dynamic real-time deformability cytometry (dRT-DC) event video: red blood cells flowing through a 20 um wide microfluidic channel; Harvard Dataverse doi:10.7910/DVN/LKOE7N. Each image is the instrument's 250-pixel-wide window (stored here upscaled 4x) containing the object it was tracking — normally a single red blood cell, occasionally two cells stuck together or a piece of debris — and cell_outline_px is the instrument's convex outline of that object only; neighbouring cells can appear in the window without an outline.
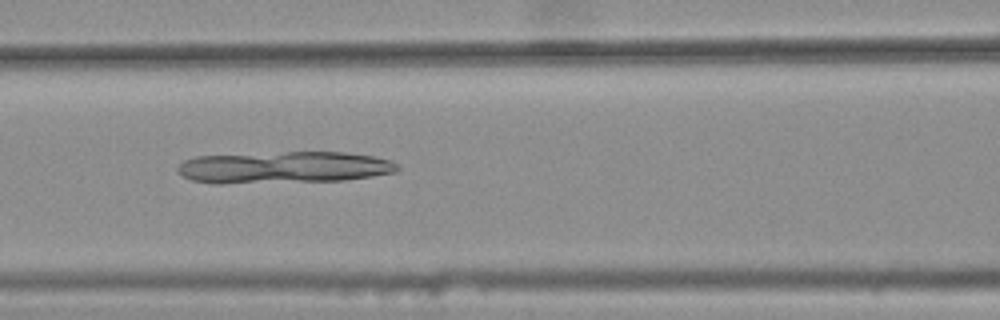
{"species": "common noctule bat (a hibernating species)", "species_latin": "Nyctalus noctula", "temperature_condition": "warm", "stored_images_in_passage": 45, "camera_frame_rate_fps": 3000, "um_per_image_px": 0.085, "animal": {"sex": "female", "body_mass_g": 25.1}, "frame": {"image": 1, "passage_image": 22, "time_ms": 7.0, "image_size_px": [1000, 320], "cell_outline_px": [[400, 168], [396, 172], [372, 176], [344, 180], [220, 184], [216, 184], [192, 180], [176, 172], [176, 168], [184, 160], [196, 156], [288, 152], [344, 152], [376, 156], [392, 160]], "centroid_in_image_um": [24.13, 14.23], "position_along_channel_um": 142.5, "area_um2": 40.98}}
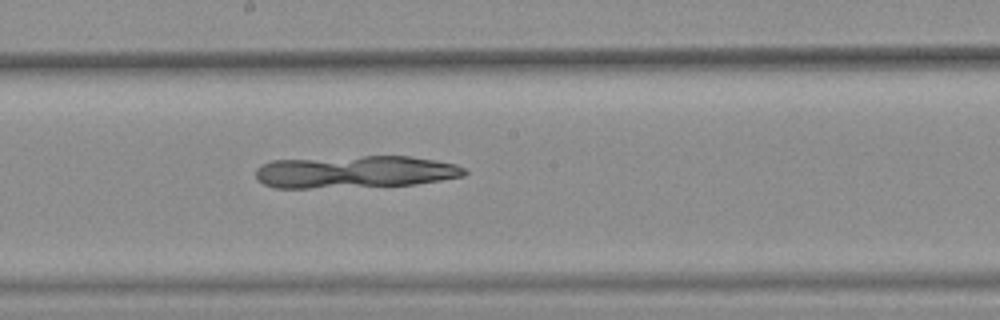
{"frame": {"image": 2, "passage_image": 28, "time_ms": 9.0, "image_size_px": [1000, 320], "cell_outline_px": [[468, 172], [464, 176], [416, 184], [312, 188], [272, 188], [256, 180], [256, 168], [260, 164], [272, 160], [364, 156], [412, 156], [436, 160], [456, 164], [464, 168]], "centroid_in_image_um": [30.15, 14.6], "position_along_channel_um": 218.1, "area_um2": 39.54}}
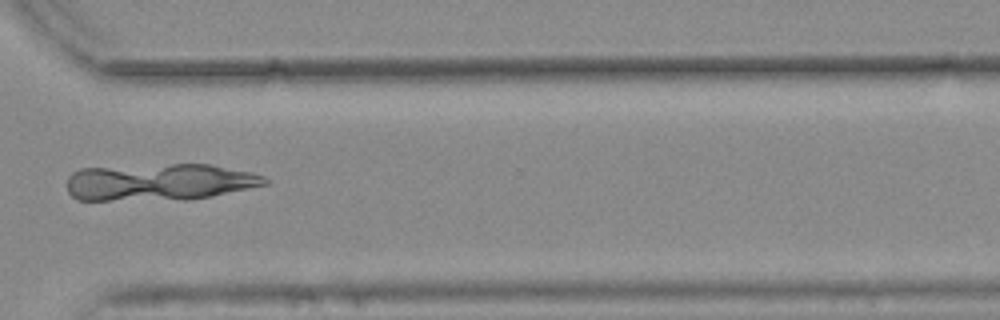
{"frame": {"image": 3, "passage_image": 39, "time_ms": 12.667, "image_size_px": [1000, 320], "cell_outline_px": [[268, 184], [212, 196], [192, 200], [76, 200], [68, 192], [68, 176], [72, 172], [80, 168], [172, 164], [208, 164], [252, 172], [264, 176], [268, 180]], "centroid_in_image_um": [13.54, 15.49], "position_along_channel_um": 357.1, "area_um2": 42.95}}